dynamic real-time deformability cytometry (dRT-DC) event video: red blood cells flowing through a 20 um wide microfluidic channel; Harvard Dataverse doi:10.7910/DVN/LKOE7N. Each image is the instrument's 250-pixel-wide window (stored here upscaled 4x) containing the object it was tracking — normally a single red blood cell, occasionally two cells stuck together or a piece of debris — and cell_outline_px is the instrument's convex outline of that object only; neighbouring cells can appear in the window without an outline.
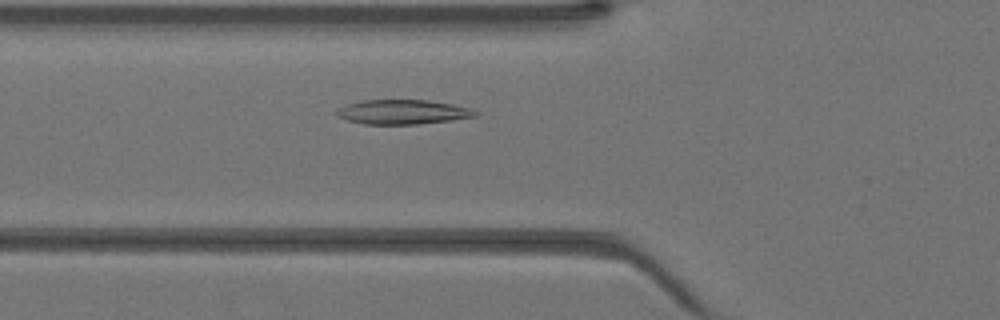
{"species": "Egyptian fruit bat (a non-hibernating species)", "species_latin": "Rousettus aegyptiacus", "temperature_condition": "warm", "stored_images_in_passage": 28, "camera_frame_rate_fps": 3000, "um_per_image_px": 0.085, "animal": {"sex": "female"}, "frame": {"image": 1, "passage_image": 4, "time_ms": 1.0, "image_size_px": [1000, 320], "cell_outline_px": [[480, 112], [476, 116], [448, 120], [416, 124], [364, 124], [348, 120], [336, 116], [336, 108], [360, 100], [428, 100], [452, 104], [472, 108]], "centroid_in_image_um": [34.21, 9.51], "position_along_channel_um": 91.6, "area_um2": 19.77}}
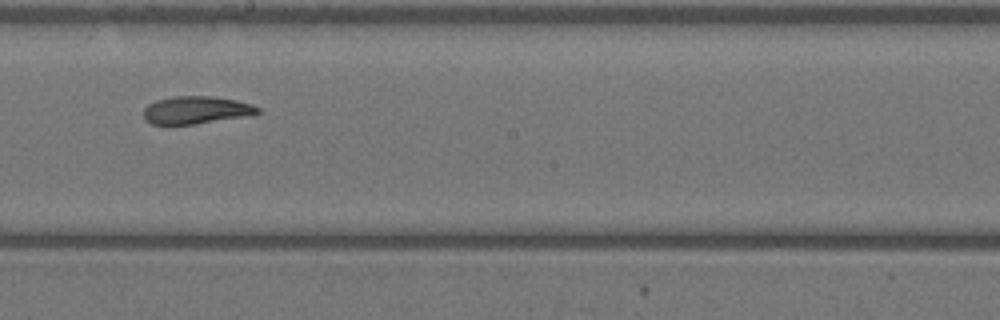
{"frame": {"image": 2, "passage_image": 13, "time_ms": 4.0, "image_size_px": [1000, 320], "cell_outline_px": [[260, 112], [252, 116], [192, 124], [152, 124], [144, 120], [144, 108], [148, 104], [156, 100], [176, 96], [212, 96], [236, 100], [260, 108]], "centroid_in_image_um": [16.67, 9.36], "position_along_channel_um": 231.5, "area_um2": 18.38}}
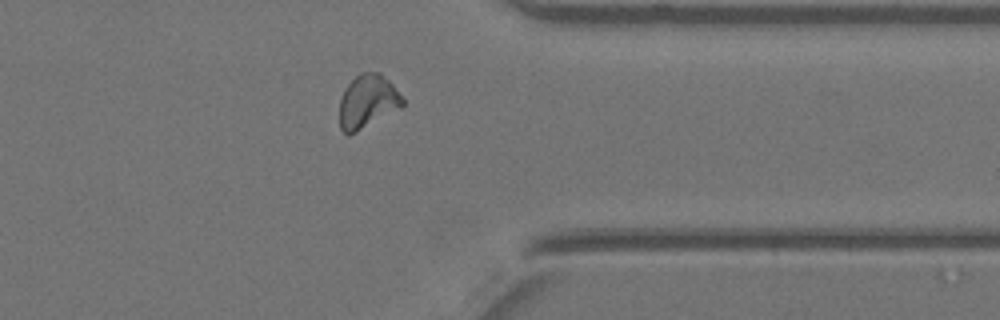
{"frame": {"image": 3, "passage_image": 23, "time_ms": 7.333, "image_size_px": [1000, 320], "cell_outline_px": [[404, 104], [400, 108], [356, 132], [348, 136], [340, 128], [340, 100], [344, 88], [360, 72], [380, 72], [392, 84], [404, 100]], "centroid_in_image_um": [31.23, 8.62], "position_along_channel_um": 380.2, "area_um2": 19.48}}